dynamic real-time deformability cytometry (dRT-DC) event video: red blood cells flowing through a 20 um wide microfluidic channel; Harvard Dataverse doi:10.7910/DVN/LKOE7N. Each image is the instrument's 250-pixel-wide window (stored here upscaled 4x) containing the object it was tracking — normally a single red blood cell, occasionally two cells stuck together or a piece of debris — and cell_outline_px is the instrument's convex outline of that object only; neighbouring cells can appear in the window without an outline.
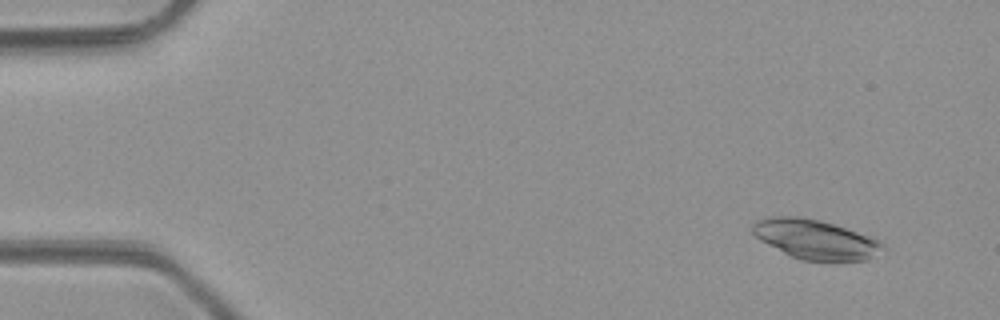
{"species": "common noctule bat (a hibernating species)", "species_latin": "Nyctalus noctula", "temperature_condition": "room temperature", "stored_images_in_passage": 4, "camera_frame_rate_fps": 3000, "um_per_image_px": 0.085, "animal": {"sex": "male", "body_mass_g": 23.1, "forearm_length_mm": 52.7}, "frame": {"image": 1, "passage_image": 1, "time_ms": 0.0, "image_size_px": [1000, 320], "cell_outline_px": [[884, 248], [868, 260], [832, 264], [804, 260], [792, 256], [760, 240], [752, 232], [752, 224], [756, 220], [768, 216], [800, 216], [820, 220], [876, 236], [884, 244]], "centroid_in_image_um": [69.39, 20.37], "position_along_channel_um": 15.6, "area_um2": 30.98}}